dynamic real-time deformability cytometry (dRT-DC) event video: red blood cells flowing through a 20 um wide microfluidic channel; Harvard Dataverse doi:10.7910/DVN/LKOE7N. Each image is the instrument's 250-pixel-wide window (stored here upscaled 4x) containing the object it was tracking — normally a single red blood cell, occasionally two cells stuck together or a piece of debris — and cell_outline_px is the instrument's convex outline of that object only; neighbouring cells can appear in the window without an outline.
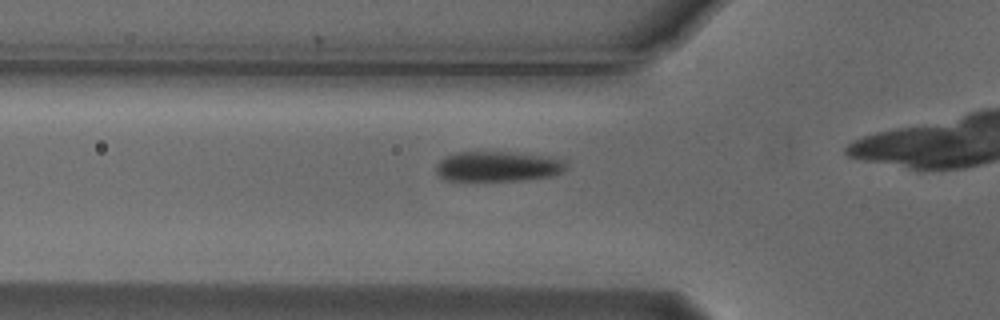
{"species": "Egyptian fruit bat (a non-hibernating species)", "species_latin": "Rousettus aegyptiacus", "temperature_condition": "cold", "stored_images_in_passage": 17, "camera_frame_rate_fps": 3000, "um_per_image_px": 0.085, "animal": {"sex": "male"}, "frame": {"image": 1, "passage_image": 12, "time_ms": 3.667, "image_size_px": [1000, 320], "cell_outline_px": [[564, 168], [560, 172], [552, 176], [524, 180], [448, 180], [440, 176], [436, 172], [436, 164], [444, 156], [456, 152], [508, 152], [540, 156], [564, 160]], "centroid_in_image_um": [42.24, 14.14], "position_along_channel_um": 83.6, "area_um2": 22.43}}